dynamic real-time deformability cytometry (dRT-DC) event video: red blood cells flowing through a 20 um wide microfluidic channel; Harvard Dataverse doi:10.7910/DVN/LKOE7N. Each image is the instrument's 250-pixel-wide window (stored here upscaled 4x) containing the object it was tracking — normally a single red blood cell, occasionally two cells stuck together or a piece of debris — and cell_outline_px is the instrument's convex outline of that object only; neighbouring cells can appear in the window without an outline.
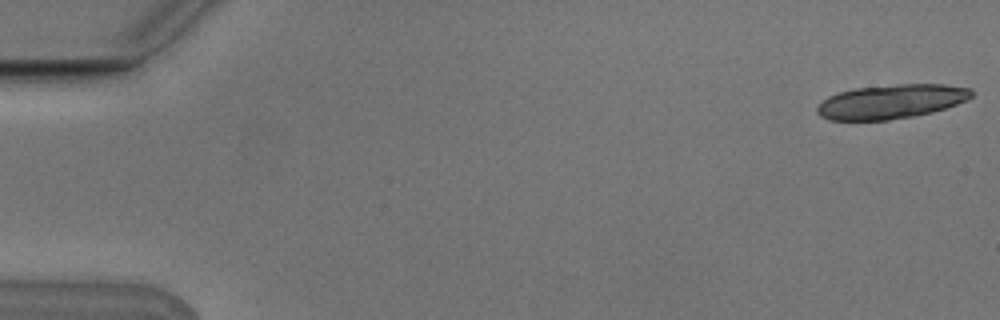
{"species": "Egyptian fruit bat (a non-hibernating species)", "species_latin": "Rousettus aegyptiacus", "temperature_condition": "cold", "stored_images_in_passage": 7, "camera_frame_rate_fps": 3000, "um_per_image_px": 0.085, "animal": {"sex": "male"}, "frame": {"image": 1, "passage_image": 1, "time_ms": 0.0, "image_size_px": [1000, 320], "cell_outline_px": [[976, 92], [968, 100], [932, 112], [912, 116], [888, 120], [828, 120], [820, 116], [816, 112], [816, 108], [828, 96], [836, 92], [856, 88], [896, 84], [944, 84], [972, 88]], "centroid_in_image_um": [75.77, 8.62], "position_along_channel_um": 9.2, "area_um2": 30.92}}
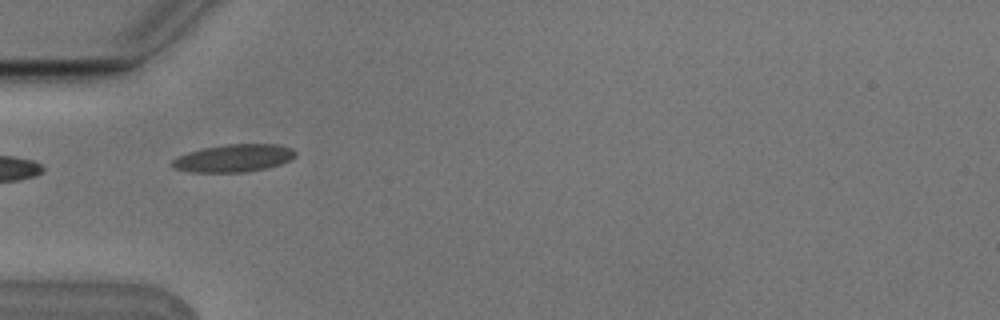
{"frame": {"image": 2, "passage_image": 6, "time_ms": 1.667, "image_size_px": [1000, 320], "cell_outline_px": [[296, 156], [292, 160], [268, 168], [244, 172], [188, 172], [176, 168], [172, 164], [172, 160], [188, 152], [204, 148], [224, 144], [276, 144], [292, 148], [296, 152]], "centroid_in_image_um": [19.92, 13.44], "position_along_channel_um": 65.1, "area_um2": 19.83}}